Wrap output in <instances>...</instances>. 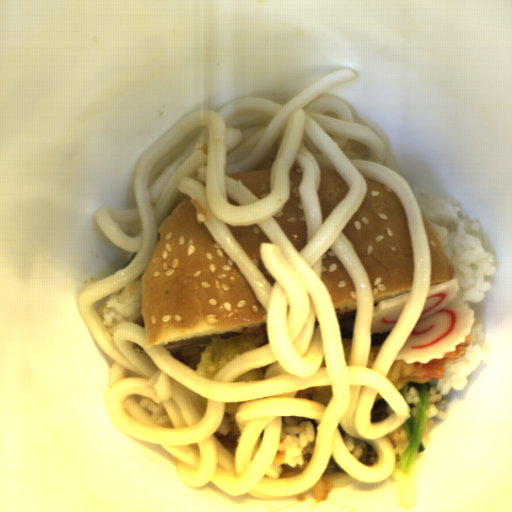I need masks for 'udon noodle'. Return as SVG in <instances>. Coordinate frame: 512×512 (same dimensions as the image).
Segmentation results:
<instances>
[{
	"label": "udon noodle",
	"instance_id": "d5520da0",
	"mask_svg": "<svg viewBox=\"0 0 512 512\" xmlns=\"http://www.w3.org/2000/svg\"><path fill=\"white\" fill-rule=\"evenodd\" d=\"M359 76L353 68L334 71L285 104L239 97L218 110L187 113L143 151L134 172L137 209L104 205L94 213L109 240L137 253L127 267L78 295V313L110 365L105 410L120 432L160 443L191 488L210 481L233 497L270 500L312 489L321 479L341 490L390 477L399 508L415 509V483L396 466L386 436L404 425L411 408L386 376L423 312L431 255L415 193L386 166L385 142L371 127L354 123L355 113L340 97L323 94ZM274 158L271 194L261 200L228 176ZM295 160L303 174L308 235L300 253L274 218L289 199ZM320 166L337 169L350 187L324 225ZM366 178L390 187L404 204L412 256L413 288L397 324L372 335L377 304L342 232L366 193ZM189 195L202 204L210 216L204 226L268 313L269 344L235 356L213 381L166 347L147 348L140 325L122 322L111 334L93 305L144 272L157 245L156 229ZM256 222L274 243L260 244L273 287L226 227ZM329 247L358 296L348 368L333 300L321 280V254ZM281 416L318 422L312 459L303 473L285 478L274 463Z\"/></svg>",
	"mask_w": 512,
	"mask_h": 512
}]
</instances>
